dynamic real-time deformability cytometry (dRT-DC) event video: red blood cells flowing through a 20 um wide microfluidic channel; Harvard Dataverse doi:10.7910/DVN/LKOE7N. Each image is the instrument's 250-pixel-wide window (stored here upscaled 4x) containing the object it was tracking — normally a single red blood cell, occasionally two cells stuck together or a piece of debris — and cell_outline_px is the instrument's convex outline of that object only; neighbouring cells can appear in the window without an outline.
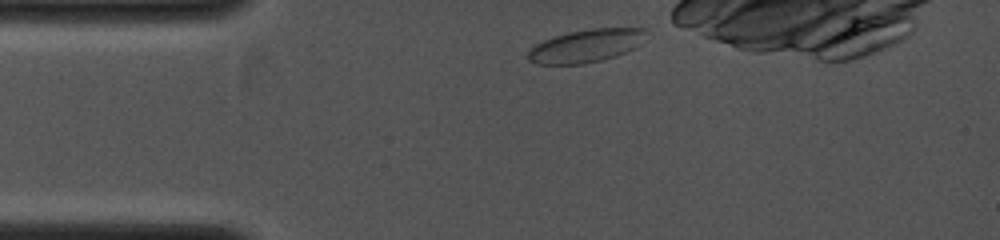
{"species": "common noctule bat (a hibernating species)", "species_latin": "Nyctalus noctula", "temperature_condition": "cold", "stored_images_in_passage": 34, "camera_frame_rate_fps": 4000, "um_per_image_px": 0.085, "animal": {"sex": "female", "body_mass_g": 19.0, "forearm_length_mm": 53.3}, "frame": {"image": 1, "passage_image": 1, "time_ms": 0.0, "image_size_px": [1000, 240], "cell_outline_px": [[648, 32], [640, 44], [636, 48], [628, 52], [616, 56], [584, 64], [536, 64], [528, 60], [528, 52], [536, 44], [544, 40], [568, 32], [592, 28], [644, 28]], "centroid_in_image_um": [49.85, 3.89], "position_along_channel_um": 35.1, "area_um2": 22.72}}
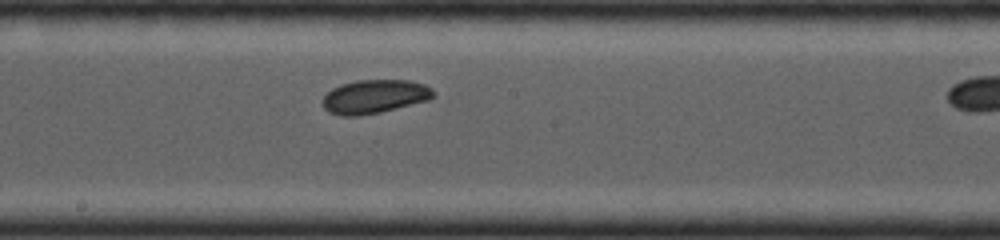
{"frame": {"image": 2, "passage_image": 21, "time_ms": 4.0, "image_size_px": [1000, 240], "cell_outline_px": [[436, 96], [428, 100], [380, 112], [360, 116], [340, 116], [328, 112], [320, 104], [320, 100], [332, 88], [340, 84], [356, 80], [412, 80], [424, 84], [432, 88], [436, 92]], "centroid_in_image_um": [31.81, 8.2], "position_along_channel_um": 216.4, "area_um2": 22.14}}
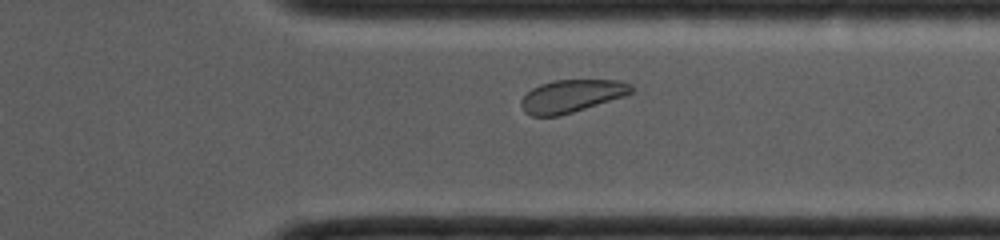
{"frame": {"image": 3, "passage_image": 32, "time_ms": 6.75, "image_size_px": [1000, 240], "cell_outline_px": [[636, 92], [624, 96], [560, 116], [532, 116], [524, 112], [520, 104], [520, 100], [532, 88], [540, 84], [556, 80], [620, 80], [632, 84], [636, 88]], "centroid_in_image_um": [48.62, 8.16], "position_along_channel_um": 362.8, "area_um2": 21.15}}